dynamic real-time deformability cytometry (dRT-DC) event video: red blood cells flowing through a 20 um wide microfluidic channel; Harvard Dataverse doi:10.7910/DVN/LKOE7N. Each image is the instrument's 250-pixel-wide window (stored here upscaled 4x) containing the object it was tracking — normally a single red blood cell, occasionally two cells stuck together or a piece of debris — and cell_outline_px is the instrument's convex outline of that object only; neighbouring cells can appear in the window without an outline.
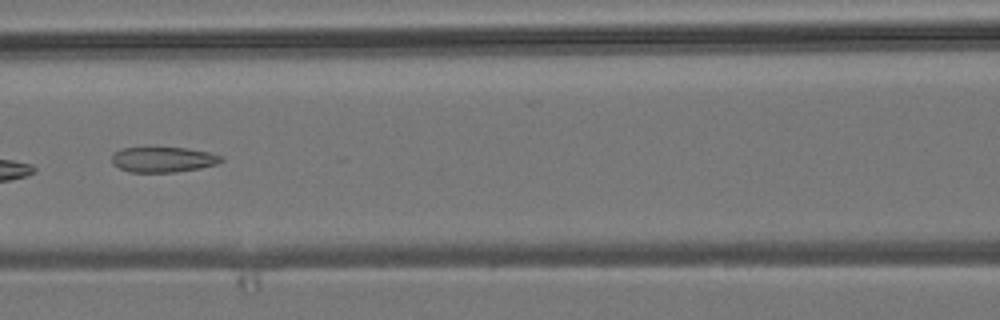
{"species": "common noctule bat (a hibernating species)", "species_latin": "Nyctalus noctula", "temperature_condition": "room temperature", "stored_images_in_passage": 9, "camera_frame_rate_fps": 3000, "um_per_image_px": 0.085, "animal": {"sex": "male", "body_mass_g": 19.2, "forearm_length_mm": 51.8}, "frame": {"image": 1, "passage_image": 7, "time_ms": 7.0, "image_size_px": [1000, 320], "cell_outline_px": [[224, 160], [216, 164], [200, 168], [176, 172], [128, 172], [112, 164], [112, 156], [120, 148], [188, 148], [208, 152], [224, 156]], "centroid_in_image_um": [13.89, 13.56], "position_along_channel_um": 152.7, "area_um2": 16.13}}
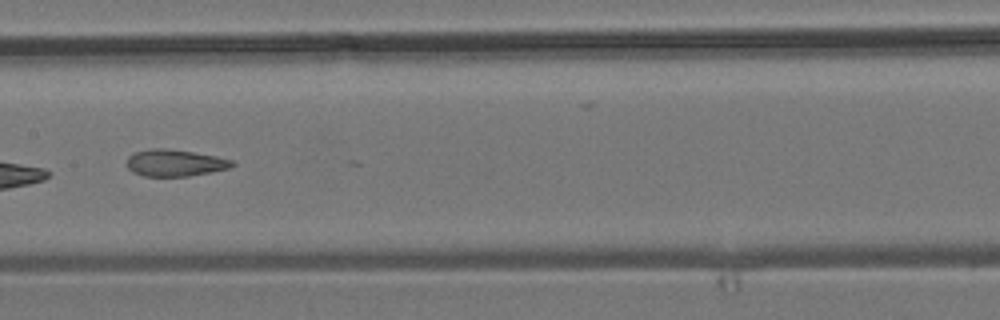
{"frame": {"image": 2, "passage_image": 8, "time_ms": 8.0, "image_size_px": [1000, 320], "cell_outline_px": [[236, 164], [228, 168], [212, 172], [188, 176], [144, 176], [132, 172], [128, 168], [128, 156], [132, 152], [152, 148], [164, 148], [192, 152], [216, 156], [232, 160]], "centroid_in_image_um": [14.85, 13.84], "position_along_channel_um": 192.6, "area_um2": 16.42}}